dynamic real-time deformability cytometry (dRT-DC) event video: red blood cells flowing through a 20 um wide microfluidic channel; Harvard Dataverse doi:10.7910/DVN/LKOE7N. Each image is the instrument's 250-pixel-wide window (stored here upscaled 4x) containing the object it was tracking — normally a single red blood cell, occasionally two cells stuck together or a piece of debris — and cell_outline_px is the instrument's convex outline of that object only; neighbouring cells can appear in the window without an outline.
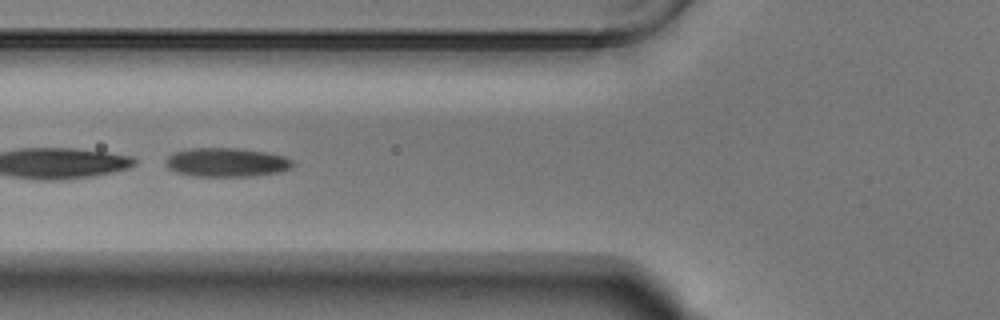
{"species": "Egyptian fruit bat (a non-hibernating species)", "species_latin": "Rousettus aegyptiacus", "temperature_condition": "warm", "stored_images_in_passage": 20, "camera_frame_rate_fps": 3000, "um_per_image_px": 0.085, "animal": {"sex": "male"}, "frame": {"image": 1, "passage_image": 9, "time_ms": 2.667, "image_size_px": [1000, 320], "cell_outline_px": [[292, 168], [280, 172], [252, 176], [192, 176], [176, 172], [168, 168], [164, 164], [164, 160], [172, 152], [192, 148], [240, 148], [264, 152], [284, 156], [292, 160]], "centroid_in_image_um": [19.21, 13.8], "position_along_channel_um": 106.6, "area_um2": 21.56}}